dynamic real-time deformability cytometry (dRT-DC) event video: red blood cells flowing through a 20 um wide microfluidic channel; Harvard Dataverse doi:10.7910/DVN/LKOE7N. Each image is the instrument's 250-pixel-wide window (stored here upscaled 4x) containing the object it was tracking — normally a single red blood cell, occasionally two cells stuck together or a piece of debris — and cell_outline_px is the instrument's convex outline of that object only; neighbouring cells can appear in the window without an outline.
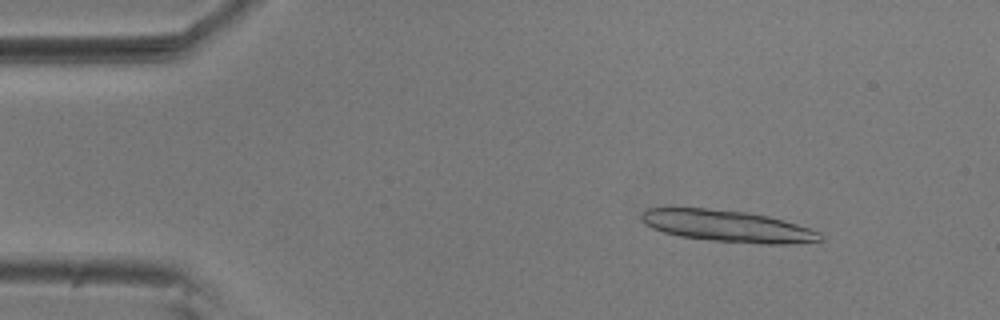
{"species": "common noctule bat (a hibernating species)", "species_latin": "Nyctalus noctula", "temperature_condition": "room temperature", "stored_images_in_passage": 50, "camera_frame_rate_fps": 3000, "um_per_image_px": 0.085, "animal": {"sex": "male", "body_mass_g": 20.5, "forearm_length_mm": 52.5}, "frame": {"image": 1, "passage_image": 7, "time_ms": 2.0, "image_size_px": [1000, 320], "cell_outline_px": [[824, 240], [788, 244], [764, 244], [712, 240], [680, 236], [664, 232], [652, 228], [644, 224], [640, 216], [648, 208], [704, 208], [744, 212], [768, 216], [784, 220], [820, 232], [824, 236]], "centroid_in_image_um": [61.86, 19.22], "position_along_channel_um": 23.1, "area_um2": 32.66}}
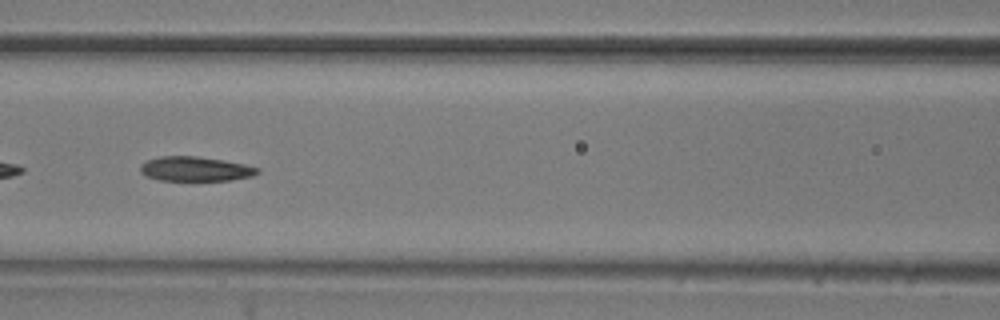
{"frame": {"image": 2, "passage_image": 24, "time_ms": 7.667, "image_size_px": [1000, 320], "cell_outline_px": [[260, 172], [252, 176], [232, 180], [160, 180], [144, 176], [140, 172], [140, 164], [148, 160], [160, 156], [196, 156], [224, 160], [244, 164], [260, 168]], "centroid_in_image_um": [16.6, 14.35], "position_along_channel_um": 150.0, "area_um2": 16.82}}
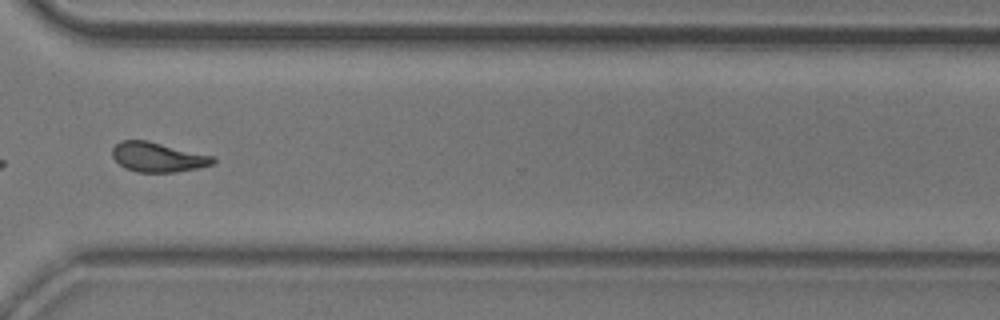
{"frame": {"image": 3, "passage_image": 41, "time_ms": 13.333, "image_size_px": [1000, 320], "cell_outline_px": [[216, 160], [212, 164], [196, 168], [176, 172], [136, 172], [124, 168], [112, 156], [112, 148], [120, 140], [148, 140], [212, 156]], "centroid_in_image_um": [13.37, 13.35], "position_along_channel_um": 357.2, "area_um2": 17.28}}